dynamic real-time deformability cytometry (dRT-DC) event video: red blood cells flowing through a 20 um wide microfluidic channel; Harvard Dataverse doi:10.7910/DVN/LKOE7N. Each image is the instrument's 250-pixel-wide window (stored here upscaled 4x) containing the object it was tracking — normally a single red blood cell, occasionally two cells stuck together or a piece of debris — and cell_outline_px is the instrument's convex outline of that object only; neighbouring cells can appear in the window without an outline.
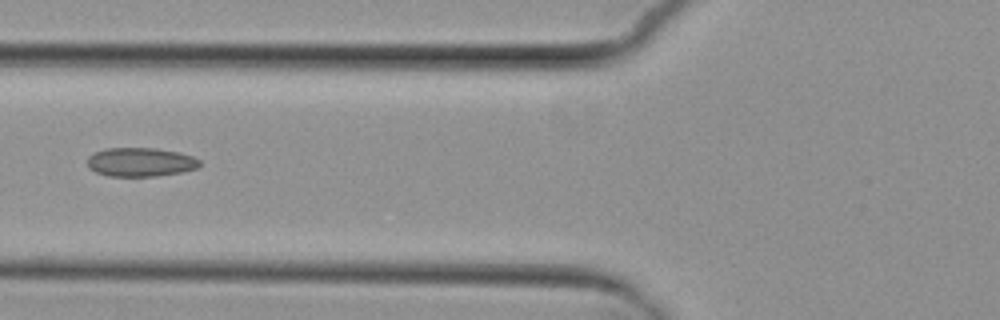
{"species": "common noctule bat (a hibernating species)", "species_latin": "Nyctalus noctula", "temperature_condition": "cold", "stored_images_in_passage": 4, "camera_frame_rate_fps": 3000, "um_per_image_px": 0.085, "animal": {"sex": "female", "body_mass_g": 29.2, "forearm_length_mm": 56.3}, "frame": {"image": 1, "passage_image": 3, "time_ms": 2.333, "image_size_px": [1000, 320], "cell_outline_px": [[200, 164], [196, 168], [184, 172], [156, 176], [108, 176], [96, 172], [88, 168], [88, 156], [104, 148], [156, 148], [180, 152], [192, 156], [200, 160]], "centroid_in_image_um": [11.95, 13.77], "position_along_channel_um": 113.9, "area_um2": 19.02}}
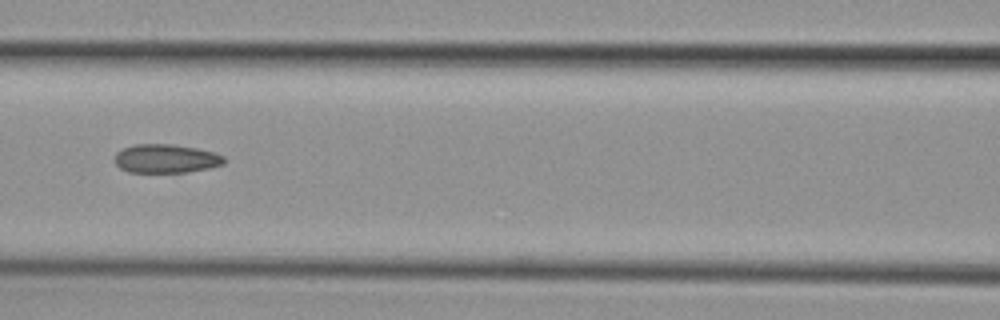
{"frame": {"image": 2, "passage_image": 4, "time_ms": 3.333, "image_size_px": [1000, 320], "cell_outline_px": [[224, 164], [208, 168], [188, 172], [128, 172], [120, 168], [112, 160], [116, 152], [120, 148], [136, 144], [172, 144], [196, 148], [216, 152], [224, 156]], "centroid_in_image_um": [14.06, 13.47], "position_along_channel_um": 152.5, "area_um2": 18.55}}